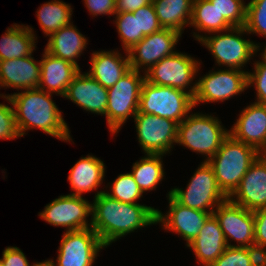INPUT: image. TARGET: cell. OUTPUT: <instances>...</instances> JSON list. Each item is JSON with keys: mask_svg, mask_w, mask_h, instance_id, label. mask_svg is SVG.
I'll return each instance as SVG.
<instances>
[{"mask_svg": "<svg viewBox=\"0 0 266 266\" xmlns=\"http://www.w3.org/2000/svg\"><path fill=\"white\" fill-rule=\"evenodd\" d=\"M94 198L91 228L106 247L126 234L157 224V209L154 207L120 202L101 190Z\"/></svg>", "mask_w": 266, "mask_h": 266, "instance_id": "cell-1", "label": "cell"}, {"mask_svg": "<svg viewBox=\"0 0 266 266\" xmlns=\"http://www.w3.org/2000/svg\"><path fill=\"white\" fill-rule=\"evenodd\" d=\"M13 106L15 120L20 136L26 131L38 128L44 133L69 142L72 140L67 123L52 94L40 89H28L11 95H1Z\"/></svg>", "mask_w": 266, "mask_h": 266, "instance_id": "cell-2", "label": "cell"}, {"mask_svg": "<svg viewBox=\"0 0 266 266\" xmlns=\"http://www.w3.org/2000/svg\"><path fill=\"white\" fill-rule=\"evenodd\" d=\"M260 154L254 147L229 134L215 155L207 161L213 169L219 188L227 197L239 186L250 165Z\"/></svg>", "mask_w": 266, "mask_h": 266, "instance_id": "cell-3", "label": "cell"}, {"mask_svg": "<svg viewBox=\"0 0 266 266\" xmlns=\"http://www.w3.org/2000/svg\"><path fill=\"white\" fill-rule=\"evenodd\" d=\"M243 34H249L244 26L233 27L225 33L224 31L223 33L215 32L211 36L194 32L193 37L211 51L216 64L229 67V69L242 70L254 54L261 49L259 43L244 39Z\"/></svg>", "mask_w": 266, "mask_h": 266, "instance_id": "cell-4", "label": "cell"}, {"mask_svg": "<svg viewBox=\"0 0 266 266\" xmlns=\"http://www.w3.org/2000/svg\"><path fill=\"white\" fill-rule=\"evenodd\" d=\"M229 131L218 117L192 113L178 124L177 142L197 154L205 155L208 161L221 147Z\"/></svg>", "mask_w": 266, "mask_h": 266, "instance_id": "cell-5", "label": "cell"}, {"mask_svg": "<svg viewBox=\"0 0 266 266\" xmlns=\"http://www.w3.org/2000/svg\"><path fill=\"white\" fill-rule=\"evenodd\" d=\"M194 97L177 88L144 81L138 112L152 114L181 123L194 108Z\"/></svg>", "mask_w": 266, "mask_h": 266, "instance_id": "cell-6", "label": "cell"}, {"mask_svg": "<svg viewBox=\"0 0 266 266\" xmlns=\"http://www.w3.org/2000/svg\"><path fill=\"white\" fill-rule=\"evenodd\" d=\"M130 69L115 85L108 88L106 120L108 129L114 135L129 117H135L139 109L145 73Z\"/></svg>", "mask_w": 266, "mask_h": 266, "instance_id": "cell-7", "label": "cell"}, {"mask_svg": "<svg viewBox=\"0 0 266 266\" xmlns=\"http://www.w3.org/2000/svg\"><path fill=\"white\" fill-rule=\"evenodd\" d=\"M170 195L183 206L214 212L228 197L219 188L212 167L203 161L187 184L186 190L172 188Z\"/></svg>", "mask_w": 266, "mask_h": 266, "instance_id": "cell-8", "label": "cell"}, {"mask_svg": "<svg viewBox=\"0 0 266 266\" xmlns=\"http://www.w3.org/2000/svg\"><path fill=\"white\" fill-rule=\"evenodd\" d=\"M199 68L200 62L195 58L176 51L153 65L145 73V80L151 84L181 89L194 97L197 83L193 86L191 83Z\"/></svg>", "mask_w": 266, "mask_h": 266, "instance_id": "cell-9", "label": "cell"}, {"mask_svg": "<svg viewBox=\"0 0 266 266\" xmlns=\"http://www.w3.org/2000/svg\"><path fill=\"white\" fill-rule=\"evenodd\" d=\"M134 122L138 142L146 154L165 155L177 142L178 123L174 120L137 112Z\"/></svg>", "mask_w": 266, "mask_h": 266, "instance_id": "cell-10", "label": "cell"}, {"mask_svg": "<svg viewBox=\"0 0 266 266\" xmlns=\"http://www.w3.org/2000/svg\"><path fill=\"white\" fill-rule=\"evenodd\" d=\"M104 247L92 228L65 231L58 248L56 264L52 259L48 260L53 266H93L98 252Z\"/></svg>", "mask_w": 266, "mask_h": 266, "instance_id": "cell-11", "label": "cell"}, {"mask_svg": "<svg viewBox=\"0 0 266 266\" xmlns=\"http://www.w3.org/2000/svg\"><path fill=\"white\" fill-rule=\"evenodd\" d=\"M247 72L238 69L212 71L199 78L194 106L203 102H224L248 88Z\"/></svg>", "mask_w": 266, "mask_h": 266, "instance_id": "cell-12", "label": "cell"}, {"mask_svg": "<svg viewBox=\"0 0 266 266\" xmlns=\"http://www.w3.org/2000/svg\"><path fill=\"white\" fill-rule=\"evenodd\" d=\"M92 215V203L82 196L61 195L47 204L39 217L53 226L66 228V232L91 228L87 217Z\"/></svg>", "mask_w": 266, "mask_h": 266, "instance_id": "cell-13", "label": "cell"}, {"mask_svg": "<svg viewBox=\"0 0 266 266\" xmlns=\"http://www.w3.org/2000/svg\"><path fill=\"white\" fill-rule=\"evenodd\" d=\"M213 214L219 221L227 246L248 247L255 243L253 211L227 198L216 207ZM229 239L236 241L237 245H231Z\"/></svg>", "mask_w": 266, "mask_h": 266, "instance_id": "cell-14", "label": "cell"}, {"mask_svg": "<svg viewBox=\"0 0 266 266\" xmlns=\"http://www.w3.org/2000/svg\"><path fill=\"white\" fill-rule=\"evenodd\" d=\"M181 35L172 29L162 28L145 36L128 51L130 69L137 71L144 69L146 73L153 65L176 52L174 48Z\"/></svg>", "mask_w": 266, "mask_h": 266, "instance_id": "cell-15", "label": "cell"}, {"mask_svg": "<svg viewBox=\"0 0 266 266\" xmlns=\"http://www.w3.org/2000/svg\"><path fill=\"white\" fill-rule=\"evenodd\" d=\"M167 195L169 210L164 215L157 209L156 223H161L165 230L176 232L182 236L187 246L199 234L205 221L213 212H205L183 206L170 195V192Z\"/></svg>", "mask_w": 266, "mask_h": 266, "instance_id": "cell-16", "label": "cell"}, {"mask_svg": "<svg viewBox=\"0 0 266 266\" xmlns=\"http://www.w3.org/2000/svg\"><path fill=\"white\" fill-rule=\"evenodd\" d=\"M228 198L250 211L266 208V154H260L250 165Z\"/></svg>", "mask_w": 266, "mask_h": 266, "instance_id": "cell-17", "label": "cell"}, {"mask_svg": "<svg viewBox=\"0 0 266 266\" xmlns=\"http://www.w3.org/2000/svg\"><path fill=\"white\" fill-rule=\"evenodd\" d=\"M236 140L266 153V105L252 103L241 111L236 123L228 130Z\"/></svg>", "mask_w": 266, "mask_h": 266, "instance_id": "cell-18", "label": "cell"}, {"mask_svg": "<svg viewBox=\"0 0 266 266\" xmlns=\"http://www.w3.org/2000/svg\"><path fill=\"white\" fill-rule=\"evenodd\" d=\"M64 98L95 114H106L108 89L81 70L74 76Z\"/></svg>", "mask_w": 266, "mask_h": 266, "instance_id": "cell-19", "label": "cell"}, {"mask_svg": "<svg viewBox=\"0 0 266 266\" xmlns=\"http://www.w3.org/2000/svg\"><path fill=\"white\" fill-rule=\"evenodd\" d=\"M33 55L0 61V87L37 89L40 83L41 64Z\"/></svg>", "mask_w": 266, "mask_h": 266, "instance_id": "cell-20", "label": "cell"}, {"mask_svg": "<svg viewBox=\"0 0 266 266\" xmlns=\"http://www.w3.org/2000/svg\"><path fill=\"white\" fill-rule=\"evenodd\" d=\"M42 55L38 89L64 97L68 86L80 69L69 61L53 56L45 49Z\"/></svg>", "mask_w": 266, "mask_h": 266, "instance_id": "cell-21", "label": "cell"}, {"mask_svg": "<svg viewBox=\"0 0 266 266\" xmlns=\"http://www.w3.org/2000/svg\"><path fill=\"white\" fill-rule=\"evenodd\" d=\"M187 247L193 250L203 266H210L225 251L227 242L214 214L207 218L199 234Z\"/></svg>", "mask_w": 266, "mask_h": 266, "instance_id": "cell-22", "label": "cell"}, {"mask_svg": "<svg viewBox=\"0 0 266 266\" xmlns=\"http://www.w3.org/2000/svg\"><path fill=\"white\" fill-rule=\"evenodd\" d=\"M90 71L87 72L105 88L115 85L129 70V55L125 58L117 51H95L90 59Z\"/></svg>", "mask_w": 266, "mask_h": 266, "instance_id": "cell-23", "label": "cell"}, {"mask_svg": "<svg viewBox=\"0 0 266 266\" xmlns=\"http://www.w3.org/2000/svg\"><path fill=\"white\" fill-rule=\"evenodd\" d=\"M105 165L101 159L87 155L81 157L70 169L68 181L75 191L70 195L82 196V193L97 190L105 178Z\"/></svg>", "mask_w": 266, "mask_h": 266, "instance_id": "cell-24", "label": "cell"}, {"mask_svg": "<svg viewBox=\"0 0 266 266\" xmlns=\"http://www.w3.org/2000/svg\"><path fill=\"white\" fill-rule=\"evenodd\" d=\"M87 39L70 23L49 36L45 50L55 57L69 61L79 69L77 59L86 49ZM76 58V59H75Z\"/></svg>", "mask_w": 266, "mask_h": 266, "instance_id": "cell-25", "label": "cell"}, {"mask_svg": "<svg viewBox=\"0 0 266 266\" xmlns=\"http://www.w3.org/2000/svg\"><path fill=\"white\" fill-rule=\"evenodd\" d=\"M36 39L33 28L28 25L15 23L8 27L0 41V61L32 55Z\"/></svg>", "mask_w": 266, "mask_h": 266, "instance_id": "cell-26", "label": "cell"}, {"mask_svg": "<svg viewBox=\"0 0 266 266\" xmlns=\"http://www.w3.org/2000/svg\"><path fill=\"white\" fill-rule=\"evenodd\" d=\"M194 0H154L160 26L182 34L183 28L190 25Z\"/></svg>", "mask_w": 266, "mask_h": 266, "instance_id": "cell-27", "label": "cell"}, {"mask_svg": "<svg viewBox=\"0 0 266 266\" xmlns=\"http://www.w3.org/2000/svg\"><path fill=\"white\" fill-rule=\"evenodd\" d=\"M196 31L215 33L225 32L233 26L222 16L210 0H194L193 12L190 22Z\"/></svg>", "mask_w": 266, "mask_h": 266, "instance_id": "cell-28", "label": "cell"}, {"mask_svg": "<svg viewBox=\"0 0 266 266\" xmlns=\"http://www.w3.org/2000/svg\"><path fill=\"white\" fill-rule=\"evenodd\" d=\"M164 155L145 154L139 161L133 163L131 175L138 187L145 193L155 190L164 179L162 157Z\"/></svg>", "mask_w": 266, "mask_h": 266, "instance_id": "cell-29", "label": "cell"}, {"mask_svg": "<svg viewBox=\"0 0 266 266\" xmlns=\"http://www.w3.org/2000/svg\"><path fill=\"white\" fill-rule=\"evenodd\" d=\"M37 18L46 36L71 23L72 8L61 0L45 2L37 11Z\"/></svg>", "mask_w": 266, "mask_h": 266, "instance_id": "cell-30", "label": "cell"}, {"mask_svg": "<svg viewBox=\"0 0 266 266\" xmlns=\"http://www.w3.org/2000/svg\"><path fill=\"white\" fill-rule=\"evenodd\" d=\"M115 15L114 22L123 44L121 46L128 52L144 38L143 34H139L138 13L123 12Z\"/></svg>", "mask_w": 266, "mask_h": 266, "instance_id": "cell-31", "label": "cell"}, {"mask_svg": "<svg viewBox=\"0 0 266 266\" xmlns=\"http://www.w3.org/2000/svg\"><path fill=\"white\" fill-rule=\"evenodd\" d=\"M111 193L106 192L111 198L117 199L120 202L128 204H138L143 195L142 191L134 181L131 173L120 174L113 183L109 186Z\"/></svg>", "mask_w": 266, "mask_h": 266, "instance_id": "cell-32", "label": "cell"}, {"mask_svg": "<svg viewBox=\"0 0 266 266\" xmlns=\"http://www.w3.org/2000/svg\"><path fill=\"white\" fill-rule=\"evenodd\" d=\"M244 27L249 34L266 37V0H250L247 3Z\"/></svg>", "mask_w": 266, "mask_h": 266, "instance_id": "cell-33", "label": "cell"}, {"mask_svg": "<svg viewBox=\"0 0 266 266\" xmlns=\"http://www.w3.org/2000/svg\"><path fill=\"white\" fill-rule=\"evenodd\" d=\"M216 5L222 15L233 27H242L246 21V7L244 0H210Z\"/></svg>", "mask_w": 266, "mask_h": 266, "instance_id": "cell-34", "label": "cell"}, {"mask_svg": "<svg viewBox=\"0 0 266 266\" xmlns=\"http://www.w3.org/2000/svg\"><path fill=\"white\" fill-rule=\"evenodd\" d=\"M210 266H251V263L245 247L227 246Z\"/></svg>", "mask_w": 266, "mask_h": 266, "instance_id": "cell-35", "label": "cell"}, {"mask_svg": "<svg viewBox=\"0 0 266 266\" xmlns=\"http://www.w3.org/2000/svg\"><path fill=\"white\" fill-rule=\"evenodd\" d=\"M132 13H138L139 34L144 37L162 29L152 2Z\"/></svg>", "mask_w": 266, "mask_h": 266, "instance_id": "cell-36", "label": "cell"}, {"mask_svg": "<svg viewBox=\"0 0 266 266\" xmlns=\"http://www.w3.org/2000/svg\"><path fill=\"white\" fill-rule=\"evenodd\" d=\"M256 62V63H255ZM254 62V71L247 72L248 87L254 86L256 90V103L266 105V63L259 61Z\"/></svg>", "mask_w": 266, "mask_h": 266, "instance_id": "cell-37", "label": "cell"}, {"mask_svg": "<svg viewBox=\"0 0 266 266\" xmlns=\"http://www.w3.org/2000/svg\"><path fill=\"white\" fill-rule=\"evenodd\" d=\"M21 137L15 120L13 107L0 103V139L10 140Z\"/></svg>", "mask_w": 266, "mask_h": 266, "instance_id": "cell-38", "label": "cell"}, {"mask_svg": "<svg viewBox=\"0 0 266 266\" xmlns=\"http://www.w3.org/2000/svg\"><path fill=\"white\" fill-rule=\"evenodd\" d=\"M88 8L90 15H115L116 0H83Z\"/></svg>", "mask_w": 266, "mask_h": 266, "instance_id": "cell-39", "label": "cell"}, {"mask_svg": "<svg viewBox=\"0 0 266 266\" xmlns=\"http://www.w3.org/2000/svg\"><path fill=\"white\" fill-rule=\"evenodd\" d=\"M1 260L5 266H30L25 254L18 247H6Z\"/></svg>", "mask_w": 266, "mask_h": 266, "instance_id": "cell-40", "label": "cell"}, {"mask_svg": "<svg viewBox=\"0 0 266 266\" xmlns=\"http://www.w3.org/2000/svg\"><path fill=\"white\" fill-rule=\"evenodd\" d=\"M255 243L266 246V208L253 211Z\"/></svg>", "mask_w": 266, "mask_h": 266, "instance_id": "cell-41", "label": "cell"}, {"mask_svg": "<svg viewBox=\"0 0 266 266\" xmlns=\"http://www.w3.org/2000/svg\"><path fill=\"white\" fill-rule=\"evenodd\" d=\"M245 248L247 249L251 266H266V246L253 243Z\"/></svg>", "mask_w": 266, "mask_h": 266, "instance_id": "cell-42", "label": "cell"}, {"mask_svg": "<svg viewBox=\"0 0 266 266\" xmlns=\"http://www.w3.org/2000/svg\"><path fill=\"white\" fill-rule=\"evenodd\" d=\"M151 3V0H116L115 10L116 14L123 12H134L140 7Z\"/></svg>", "mask_w": 266, "mask_h": 266, "instance_id": "cell-43", "label": "cell"}, {"mask_svg": "<svg viewBox=\"0 0 266 266\" xmlns=\"http://www.w3.org/2000/svg\"><path fill=\"white\" fill-rule=\"evenodd\" d=\"M33 266H53L49 260L33 263Z\"/></svg>", "mask_w": 266, "mask_h": 266, "instance_id": "cell-44", "label": "cell"}, {"mask_svg": "<svg viewBox=\"0 0 266 266\" xmlns=\"http://www.w3.org/2000/svg\"><path fill=\"white\" fill-rule=\"evenodd\" d=\"M261 60L260 62L266 63V46H264V51L261 53Z\"/></svg>", "mask_w": 266, "mask_h": 266, "instance_id": "cell-45", "label": "cell"}, {"mask_svg": "<svg viewBox=\"0 0 266 266\" xmlns=\"http://www.w3.org/2000/svg\"><path fill=\"white\" fill-rule=\"evenodd\" d=\"M0 266H5L1 259H0Z\"/></svg>", "mask_w": 266, "mask_h": 266, "instance_id": "cell-46", "label": "cell"}]
</instances>
